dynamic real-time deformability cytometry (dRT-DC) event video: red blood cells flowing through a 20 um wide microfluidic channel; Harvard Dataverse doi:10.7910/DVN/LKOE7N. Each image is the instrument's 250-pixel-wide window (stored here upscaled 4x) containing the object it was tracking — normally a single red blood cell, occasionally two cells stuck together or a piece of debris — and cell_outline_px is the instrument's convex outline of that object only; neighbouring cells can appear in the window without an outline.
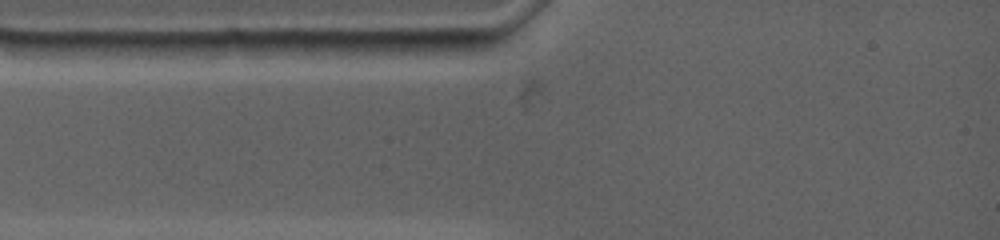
{"species": "common noctule bat (a hibernating species)", "species_latin": "Nyctalus noctula", "temperature_condition": "warm", "stored_images_in_passage": 3, "camera_frame_rate_fps": 4500, "um_per_image_px": 0.085, "animal": {"sex": "female", "body_mass_g": 19.0, "forearm_length_mm": 53.3}, "frame": {"image": 1, "passage_image": 2, "time_ms": 0.889, "image_size_px": [1000, 240], "cell_outline_px": [[476, 44], [468, 52], [348, 52], [348, 44], [352, 40], [472, 40]], "centroid_in_image_um": [34.91, 3.91], "position_along_channel_um": 50.1, "area_um2": 10.75}}